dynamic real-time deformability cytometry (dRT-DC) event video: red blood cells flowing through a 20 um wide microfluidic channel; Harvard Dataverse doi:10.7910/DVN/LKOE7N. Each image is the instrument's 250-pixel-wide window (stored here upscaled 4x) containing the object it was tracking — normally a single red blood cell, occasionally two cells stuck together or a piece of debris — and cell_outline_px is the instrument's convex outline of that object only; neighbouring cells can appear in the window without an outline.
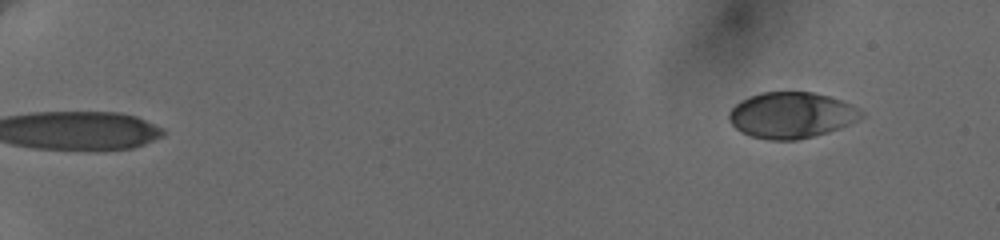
{"species": "human", "species_latin": "Homo sapiens", "temperature_condition": "cold", "stored_images_in_passage": 9, "segment_of_instrument_passage": [2, 2], "camera_frame_rate_fps": 3000, "um_per_image_px": 0.085, "donor": {"sex": "female"}, "frame": {"image": 1, "passage_image": 9, "time_ms": 7.667, "image_size_px": [1000, 240], "cell_outline_px": [[864, 116], [840, 128], [828, 132], [796, 140], [768, 140], [752, 136], [740, 132], [728, 120], [728, 112], [740, 100], [760, 92], [812, 92], [828, 96], [852, 104], [864, 112]], "centroid_in_image_um": [67.25, 9.79], "position_along_channel_um": 17.8, "area_um2": 35.49}}